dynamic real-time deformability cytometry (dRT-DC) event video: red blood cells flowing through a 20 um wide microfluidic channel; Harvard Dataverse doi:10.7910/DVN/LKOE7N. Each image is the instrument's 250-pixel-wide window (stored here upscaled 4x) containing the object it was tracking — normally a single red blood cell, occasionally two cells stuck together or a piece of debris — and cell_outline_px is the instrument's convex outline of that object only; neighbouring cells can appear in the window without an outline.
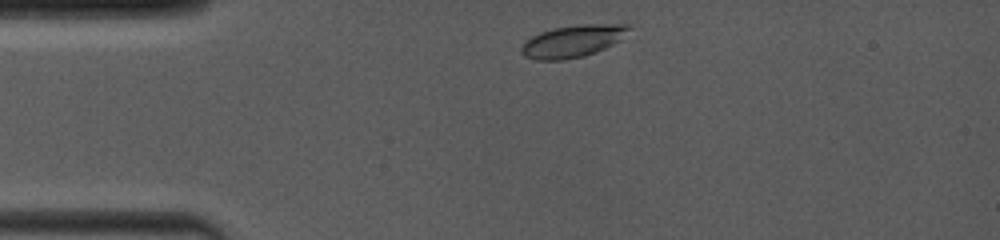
{"species": "common noctule bat (a hibernating species)", "species_latin": "Nyctalus noctula", "temperature_condition": "room temperature", "stored_images_in_passage": 23, "camera_frame_rate_fps": 4000, "um_per_image_px": 0.085, "animal": {"sex": "female", "body_mass_g": 19.0, "forearm_length_mm": 53.3}, "frame": {"image": 1, "passage_image": 2, "time_ms": 0.25, "image_size_px": [1000, 240], "cell_outline_px": [[632, 28], [620, 40], [596, 52], [584, 56], [564, 60], [536, 60], [524, 56], [520, 52], [520, 48], [524, 40], [540, 32], [556, 28], [580, 24], [632, 24]], "centroid_in_image_um": [48.67, 3.5], "position_along_channel_um": 36.3, "area_um2": 20.29}}
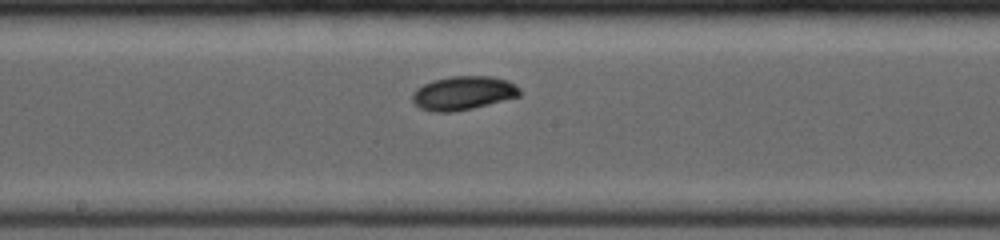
{"frame": {"image": 2, "passage_image": 12, "time_ms": 5.5, "image_size_px": [1000, 240], "cell_outline_px": [[520, 96], [472, 108], [452, 112], [432, 112], [420, 108], [412, 100], [412, 92], [416, 88], [432, 80], [452, 76], [492, 76], [508, 80], [516, 84], [520, 88]], "centroid_in_image_um": [39.37, 7.9], "position_along_channel_um": 208.8, "area_um2": 21.21}}
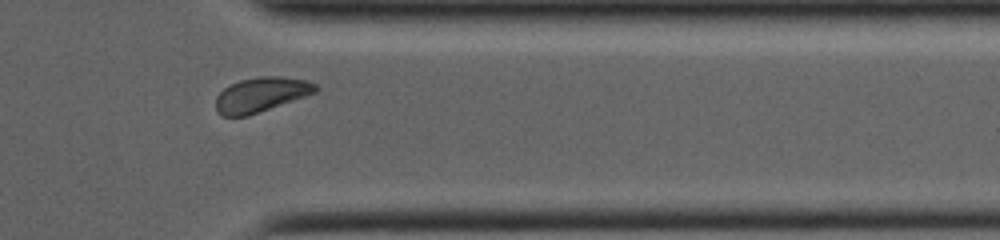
{"frame": {"image": 3, "passage_image": 20, "time_ms": 10.0, "image_size_px": [1000, 240], "cell_outline_px": [[320, 88], [316, 92], [248, 116], [224, 116], [216, 108], [216, 96], [224, 88], [240, 80], [260, 76], [280, 76], [308, 80], [316, 84]], "centroid_in_image_um": [22.22, 8.03], "position_along_channel_um": 389.2, "area_um2": 20.0}, "authors_computed_cell_mechanics": {"area_um2": 20.4034, "velocity_mm_per_s": 3.9846, "shape_relaxation_time_tau1_ms": 3.4019, "shape_relaxation_time_tau2_ms": null, "deformation_change_tau1": 0.0831, "deformation_change_tau2": null}}